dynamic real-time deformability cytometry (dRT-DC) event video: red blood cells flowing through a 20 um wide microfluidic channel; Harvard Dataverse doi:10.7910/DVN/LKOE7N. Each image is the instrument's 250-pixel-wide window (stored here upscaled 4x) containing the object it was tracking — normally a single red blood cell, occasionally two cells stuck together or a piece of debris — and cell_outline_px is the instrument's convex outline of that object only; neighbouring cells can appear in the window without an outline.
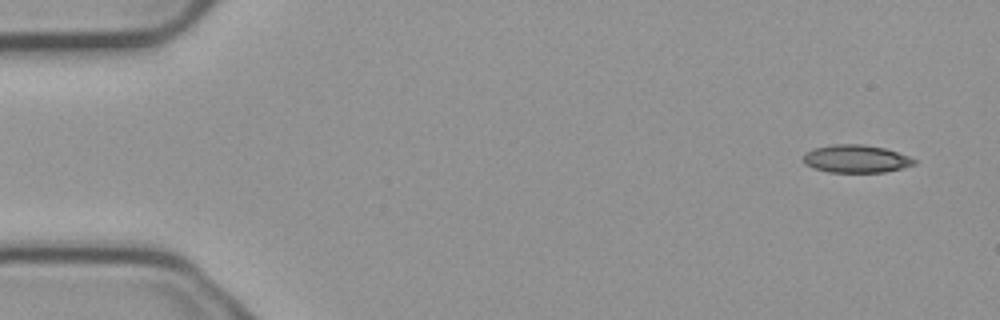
{"species": "common noctule bat (a hibernating species)", "species_latin": "Nyctalus noctula", "temperature_condition": "cold", "stored_images_in_passage": 5, "segment_of_instrument_passage": [2, 2], "camera_frame_rate_fps": 3000, "um_per_image_px": 0.085, "animal": {"sex": "male", "body_mass_g": 23.1, "forearm_length_mm": 52.7}, "frame": {"image": 1, "passage_image": 5, "time_ms": 1.333, "image_size_px": [1000, 320], "cell_outline_px": [[916, 164], [884, 172], [828, 172], [812, 168], [804, 164], [804, 152], [812, 148], [832, 144], [860, 144], [884, 148], [908, 156], [916, 160]], "centroid_in_image_um": [72.7, 13.49], "position_along_channel_um": 12.3, "area_um2": 17.98}}